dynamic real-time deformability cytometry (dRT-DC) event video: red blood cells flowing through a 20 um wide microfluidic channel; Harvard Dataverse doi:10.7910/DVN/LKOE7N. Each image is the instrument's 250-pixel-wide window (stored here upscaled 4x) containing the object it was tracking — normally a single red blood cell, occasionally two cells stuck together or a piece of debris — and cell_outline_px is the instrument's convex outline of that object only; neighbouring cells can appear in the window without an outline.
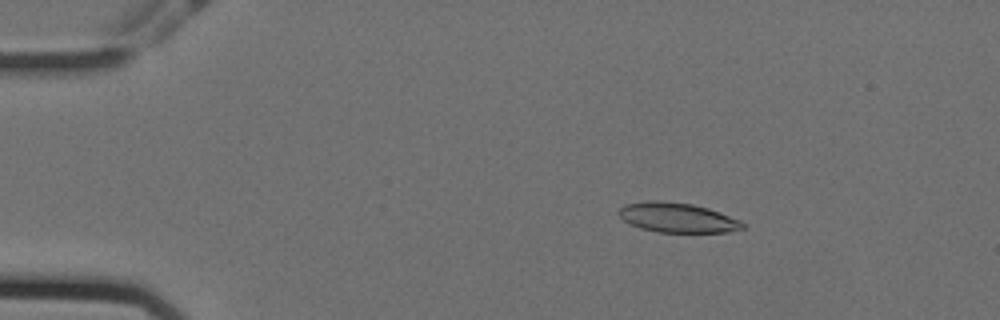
{"species": "Egyptian fruit bat (a non-hibernating species)", "species_latin": "Rousettus aegyptiacus", "temperature_condition": "cold", "stored_images_in_passage": 53, "camera_frame_rate_fps": 3000, "um_per_image_px": 0.085, "animal": {"sex": "female"}, "frame": {"image": 1, "passage_image": 6, "time_ms": 1.667, "image_size_px": [1000, 320], "cell_outline_px": [[744, 228], [728, 232], [656, 232], [640, 228], [628, 224], [616, 212], [624, 204], [652, 200], [656, 200], [692, 204], [708, 208], [740, 220], [744, 224]], "centroid_in_image_um": [57.54, 18.5], "position_along_channel_um": 27.5, "area_um2": 21.44}}
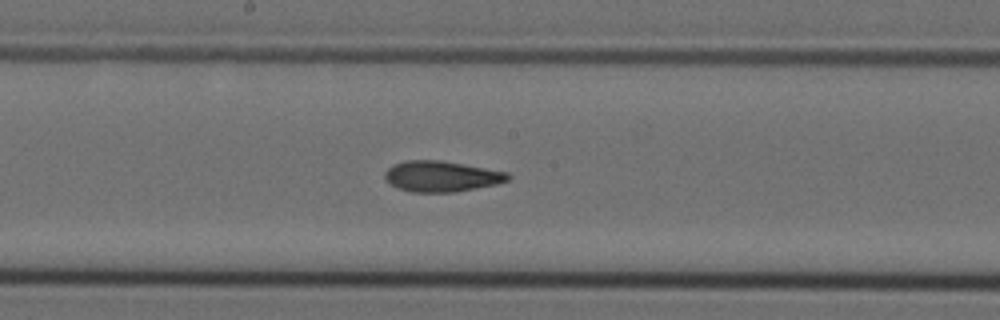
{"frame": {"image": 2, "passage_image": 27, "time_ms": 8.667, "image_size_px": [1000, 320], "cell_outline_px": [[512, 176], [508, 180], [496, 184], [456, 192], [412, 192], [396, 188], [384, 180], [384, 172], [392, 164], [404, 160], [440, 160], [508, 172]], "centroid_in_image_um": [37.47, 14.99], "position_along_channel_um": 210.7, "area_um2": 22.25}}
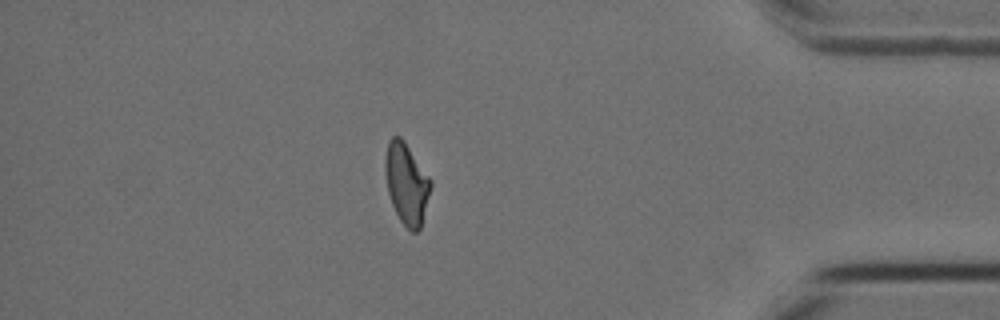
{"frame": {"image": 3, "passage_image": 46, "time_ms": 15.0, "image_size_px": [1000, 320], "cell_outline_px": [[432, 184], [420, 228], [416, 232], [412, 232], [400, 220], [392, 204], [388, 192], [384, 168], [384, 160], [388, 140], [392, 136], [400, 136], [404, 140], [432, 180]], "centroid_in_image_um": [34.54, 15.56], "position_along_channel_um": 400.7, "area_um2": 21.44}, "authors_computed_cell_mechanics": {"area_um2": 21.8484, "velocity_mm_per_s": 3.56, "shape_relaxation_time_tau1_ms": 8.411, "shape_relaxation_time_tau2_ms": 4.0517, "deformation_change_tau1": 0.212, "deformation_change_tau2": 0.1057}}